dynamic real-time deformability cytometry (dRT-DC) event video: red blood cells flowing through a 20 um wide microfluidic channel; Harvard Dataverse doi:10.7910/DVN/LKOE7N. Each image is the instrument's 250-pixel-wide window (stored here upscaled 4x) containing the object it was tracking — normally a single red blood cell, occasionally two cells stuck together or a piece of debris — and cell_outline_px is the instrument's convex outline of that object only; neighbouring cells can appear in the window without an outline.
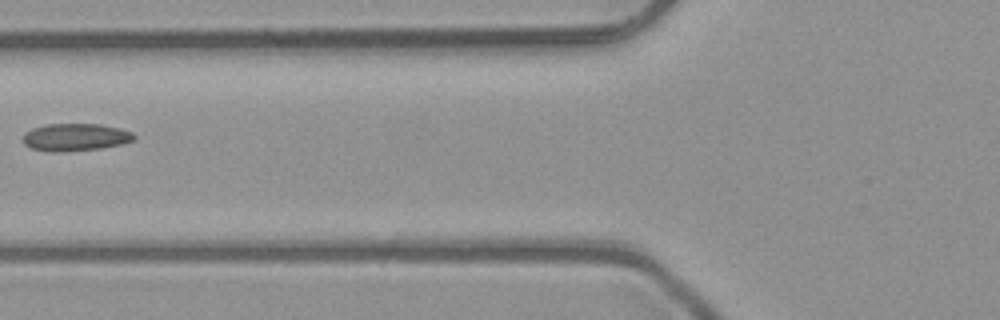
{"species": "common noctule bat (a hibernating species)", "species_latin": "Nyctalus noctula", "temperature_condition": "room temperature", "stored_images_in_passage": 6, "camera_frame_rate_fps": 3000, "um_per_image_px": 0.085, "animal": {"sex": "male", "body_mass_g": 23.1, "forearm_length_mm": 52.7}, "frame": {"image": 1, "passage_image": 5, "time_ms": 1.333, "image_size_px": [1000, 320], "cell_outline_px": [[136, 136], [132, 140], [124, 144], [100, 148], [64, 152], [52, 152], [32, 148], [24, 144], [24, 132], [32, 128], [44, 124], [100, 124], [120, 128], [132, 132]], "centroid_in_image_um": [6.41, 11.66], "position_along_channel_um": 119.4, "area_um2": 17.86}}
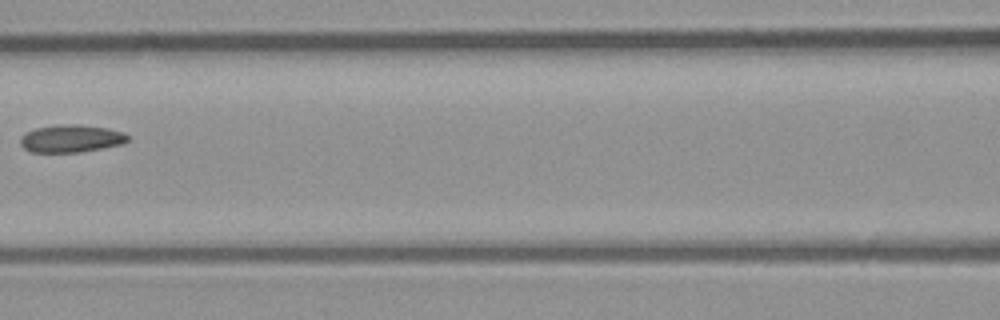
{"frame": {"image": 2, "passage_image": 6, "time_ms": 1.667, "image_size_px": [1000, 320], "cell_outline_px": [[128, 140], [124, 144], [80, 152], [28, 152], [20, 144], [20, 136], [36, 128], [56, 124], [80, 124], [108, 128], [124, 132], [128, 136]], "centroid_in_image_um": [6.05, 11.77], "position_along_channel_um": 160.6, "area_um2": 17.46}}